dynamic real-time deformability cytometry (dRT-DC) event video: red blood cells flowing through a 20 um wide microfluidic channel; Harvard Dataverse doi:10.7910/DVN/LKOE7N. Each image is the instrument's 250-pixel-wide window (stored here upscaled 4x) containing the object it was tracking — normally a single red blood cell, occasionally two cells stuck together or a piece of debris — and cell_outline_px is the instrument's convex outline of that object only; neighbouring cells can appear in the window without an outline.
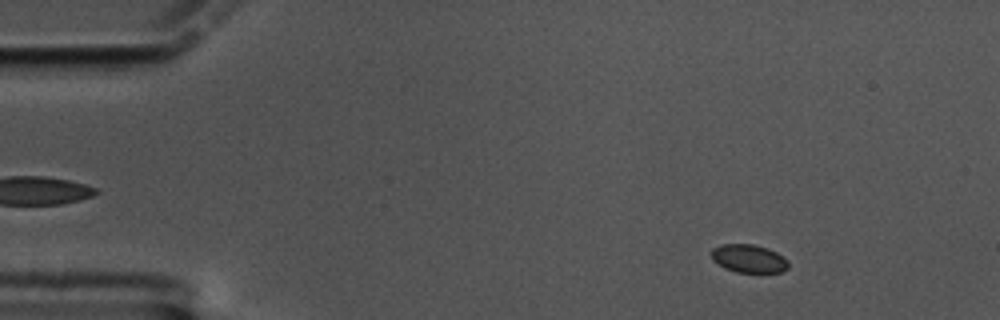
{"species": "common noctule bat (a hibernating species)", "species_latin": "Nyctalus noctula", "temperature_condition": "cold", "stored_images_in_passage": 60, "camera_frame_rate_fps": 3000, "um_per_image_px": 0.085, "animal": {"sex": "male", "body_mass_g": 17.5, "forearm_length_mm": 52.3}, "frame": {"image": 1, "passage_image": 8, "time_ms": 2.333, "image_size_px": [1000, 320], "cell_outline_px": [[788, 268], [780, 272], [736, 272], [724, 268], [712, 260], [712, 248], [720, 244], [752, 244], [768, 248], [776, 252], [788, 260]], "centroid_in_image_um": [63.63, 21.97], "position_along_channel_um": 21.4, "area_um2": 12.66}}
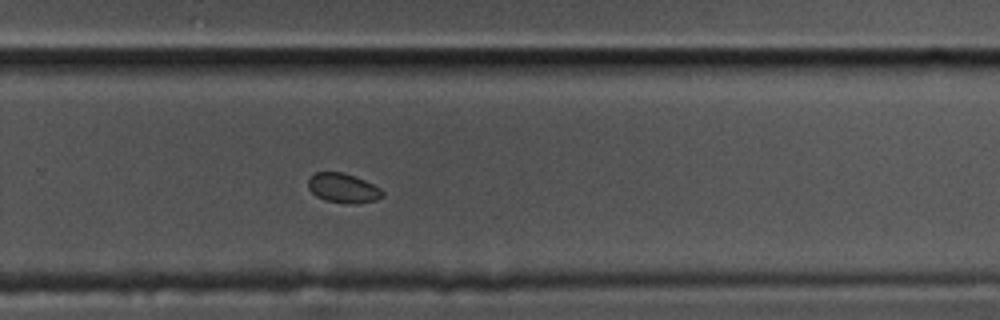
{"frame": {"image": 2, "passage_image": 40, "time_ms": 13.0, "image_size_px": [1000, 320], "cell_outline_px": [[384, 196], [376, 200], [348, 204], [324, 200], [316, 196], [308, 188], [308, 180], [316, 172], [344, 172], [364, 180], [380, 188], [384, 192]], "centroid_in_image_um": [29.16, 15.99], "position_along_channel_um": 300.6, "area_um2": 12.72}}
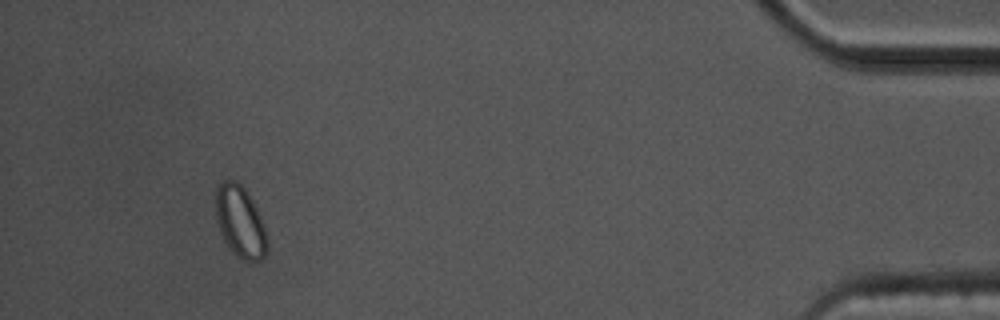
{"frame": {"image": 3, "passage_image": 56, "time_ms": 18.333, "image_size_px": [1000, 320], "cell_outline_px": [[268, 252], [260, 260], [248, 264], [236, 256], [224, 240], [220, 232], [216, 220], [216, 192], [220, 184], [224, 180], [232, 180], [240, 184], [244, 188], [252, 200], [260, 216], [268, 240]], "centroid_in_image_um": [20.43, 18.92], "position_along_channel_um": 414.8, "area_um2": 21.5}, "authors_computed_cell_mechanics": {"area_um2": 13.0628, "velocity_mm_per_s": 3.3789, "shape_relaxation_time_tau1_ms": 0.5221, "shape_relaxation_time_tau2_ms": null, "deformation_change_tau1": 0.0371, "deformation_change_tau2": null}}